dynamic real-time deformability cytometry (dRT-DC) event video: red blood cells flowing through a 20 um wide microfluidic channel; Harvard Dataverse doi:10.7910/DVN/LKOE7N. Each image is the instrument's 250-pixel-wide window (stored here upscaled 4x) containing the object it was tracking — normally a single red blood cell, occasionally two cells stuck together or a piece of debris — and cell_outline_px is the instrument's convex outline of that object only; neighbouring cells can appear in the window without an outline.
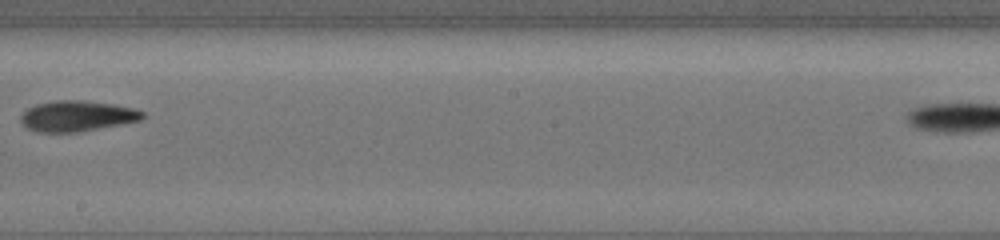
{"species": "common noctule bat (a hibernating species)", "species_latin": "Nyctalus noctula", "temperature_condition": "cold", "stored_images_in_passage": 21, "camera_frame_rate_fps": 3000, "um_per_image_px": 0.085, "animal": {"sex": "female", "body_mass_g": 19.5, "forearm_length_mm": 54.1}, "frame": {"image": 1, "passage_image": 18, "time_ms": 7.0, "image_size_px": [1000, 240], "cell_outline_px": [[144, 116], [140, 120], [120, 124], [76, 132], [40, 132], [28, 128], [20, 120], [20, 116], [28, 108], [36, 104], [56, 100], [84, 100], [112, 104], [136, 108], [144, 112]], "centroid_in_image_um": [6.55, 9.85], "position_along_channel_um": 241.6, "area_um2": 21.56}}